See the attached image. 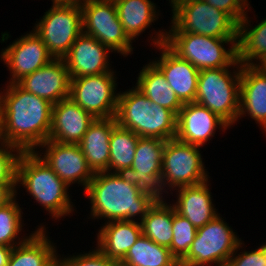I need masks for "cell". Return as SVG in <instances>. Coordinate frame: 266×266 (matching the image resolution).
I'll list each match as a JSON object with an SVG mask.
<instances>
[{"mask_svg":"<svg viewBox=\"0 0 266 266\" xmlns=\"http://www.w3.org/2000/svg\"><path fill=\"white\" fill-rule=\"evenodd\" d=\"M52 108L48 100L7 83L0 90L1 141L21 151H35L49 138Z\"/></svg>","mask_w":266,"mask_h":266,"instance_id":"6da1fadb","label":"cell"},{"mask_svg":"<svg viewBox=\"0 0 266 266\" xmlns=\"http://www.w3.org/2000/svg\"><path fill=\"white\" fill-rule=\"evenodd\" d=\"M83 192L91 207L88 219H104V222H141L157 201L138 186L106 171L95 173Z\"/></svg>","mask_w":266,"mask_h":266,"instance_id":"7a4b0ae2","label":"cell"},{"mask_svg":"<svg viewBox=\"0 0 266 266\" xmlns=\"http://www.w3.org/2000/svg\"><path fill=\"white\" fill-rule=\"evenodd\" d=\"M16 194L20 186L51 219L72 216L74 203L66 185L34 151H22L17 161ZM71 197V198H70ZM72 213V215H71Z\"/></svg>","mask_w":266,"mask_h":266,"instance_id":"3957f363","label":"cell"},{"mask_svg":"<svg viewBox=\"0 0 266 266\" xmlns=\"http://www.w3.org/2000/svg\"><path fill=\"white\" fill-rule=\"evenodd\" d=\"M115 118L119 126L132 130L139 137L165 141L176 137L177 115L152 103L135 85L119 91Z\"/></svg>","mask_w":266,"mask_h":266,"instance_id":"277c9868","label":"cell"},{"mask_svg":"<svg viewBox=\"0 0 266 266\" xmlns=\"http://www.w3.org/2000/svg\"><path fill=\"white\" fill-rule=\"evenodd\" d=\"M241 69L236 59L228 67L204 69L198 75L195 103L211 110L231 128L239 114Z\"/></svg>","mask_w":266,"mask_h":266,"instance_id":"5b68a950","label":"cell"},{"mask_svg":"<svg viewBox=\"0 0 266 266\" xmlns=\"http://www.w3.org/2000/svg\"><path fill=\"white\" fill-rule=\"evenodd\" d=\"M167 33H193L220 39H238V24L204 0H186L171 11Z\"/></svg>","mask_w":266,"mask_h":266,"instance_id":"8992f818","label":"cell"},{"mask_svg":"<svg viewBox=\"0 0 266 266\" xmlns=\"http://www.w3.org/2000/svg\"><path fill=\"white\" fill-rule=\"evenodd\" d=\"M237 42L238 39H220L193 33H167L165 44L201 71L230 66L237 59Z\"/></svg>","mask_w":266,"mask_h":266,"instance_id":"52a82bcc","label":"cell"},{"mask_svg":"<svg viewBox=\"0 0 266 266\" xmlns=\"http://www.w3.org/2000/svg\"><path fill=\"white\" fill-rule=\"evenodd\" d=\"M224 220L222 214H219L197 229L188 254L179 262V266H215L228 263L242 239Z\"/></svg>","mask_w":266,"mask_h":266,"instance_id":"ba28073f","label":"cell"},{"mask_svg":"<svg viewBox=\"0 0 266 266\" xmlns=\"http://www.w3.org/2000/svg\"><path fill=\"white\" fill-rule=\"evenodd\" d=\"M54 59H63L82 33V10L78 3H52L32 28Z\"/></svg>","mask_w":266,"mask_h":266,"instance_id":"9c48e42d","label":"cell"},{"mask_svg":"<svg viewBox=\"0 0 266 266\" xmlns=\"http://www.w3.org/2000/svg\"><path fill=\"white\" fill-rule=\"evenodd\" d=\"M200 149V146L187 144L176 138L166 141L161 178L168 195L179 188L197 185L211 178L205 169Z\"/></svg>","mask_w":266,"mask_h":266,"instance_id":"30bf717a","label":"cell"},{"mask_svg":"<svg viewBox=\"0 0 266 266\" xmlns=\"http://www.w3.org/2000/svg\"><path fill=\"white\" fill-rule=\"evenodd\" d=\"M81 5L82 32L93 36L121 57L133 54V41L119 20L113 0H85Z\"/></svg>","mask_w":266,"mask_h":266,"instance_id":"8fae6325","label":"cell"},{"mask_svg":"<svg viewBox=\"0 0 266 266\" xmlns=\"http://www.w3.org/2000/svg\"><path fill=\"white\" fill-rule=\"evenodd\" d=\"M165 145L166 141L159 138L139 137L131 167L122 168L115 174L156 200L167 199L169 195L161 178Z\"/></svg>","mask_w":266,"mask_h":266,"instance_id":"7c38bea8","label":"cell"},{"mask_svg":"<svg viewBox=\"0 0 266 266\" xmlns=\"http://www.w3.org/2000/svg\"><path fill=\"white\" fill-rule=\"evenodd\" d=\"M151 32L150 43L159 52L158 57L150 60L165 76L167 83L175 92L179 100L184 103L195 102L198 86L199 70L189 61L183 60L174 53L166 44L167 29ZM154 34V36H153ZM152 35V36H151Z\"/></svg>","mask_w":266,"mask_h":266,"instance_id":"4fadbf2b","label":"cell"},{"mask_svg":"<svg viewBox=\"0 0 266 266\" xmlns=\"http://www.w3.org/2000/svg\"><path fill=\"white\" fill-rule=\"evenodd\" d=\"M116 72L71 78L69 97L96 118L115 117L118 94Z\"/></svg>","mask_w":266,"mask_h":266,"instance_id":"5bb4252c","label":"cell"},{"mask_svg":"<svg viewBox=\"0 0 266 266\" xmlns=\"http://www.w3.org/2000/svg\"><path fill=\"white\" fill-rule=\"evenodd\" d=\"M69 187L79 184L85 191L94 177L78 144L47 140L34 151Z\"/></svg>","mask_w":266,"mask_h":266,"instance_id":"9a60e30c","label":"cell"},{"mask_svg":"<svg viewBox=\"0 0 266 266\" xmlns=\"http://www.w3.org/2000/svg\"><path fill=\"white\" fill-rule=\"evenodd\" d=\"M53 59L43 40L33 30L22 34L0 52V60L10 73L7 83H17Z\"/></svg>","mask_w":266,"mask_h":266,"instance_id":"2e32d148","label":"cell"},{"mask_svg":"<svg viewBox=\"0 0 266 266\" xmlns=\"http://www.w3.org/2000/svg\"><path fill=\"white\" fill-rule=\"evenodd\" d=\"M217 129L225 133L230 126L208 108L195 102L184 103L177 115L175 138L202 148L213 139Z\"/></svg>","mask_w":266,"mask_h":266,"instance_id":"e0dca14e","label":"cell"},{"mask_svg":"<svg viewBox=\"0 0 266 266\" xmlns=\"http://www.w3.org/2000/svg\"><path fill=\"white\" fill-rule=\"evenodd\" d=\"M112 51L96 38L82 32L75 40L63 61L70 78L117 72L110 64Z\"/></svg>","mask_w":266,"mask_h":266,"instance_id":"ac0fdd59","label":"cell"},{"mask_svg":"<svg viewBox=\"0 0 266 266\" xmlns=\"http://www.w3.org/2000/svg\"><path fill=\"white\" fill-rule=\"evenodd\" d=\"M247 116L266 137V71L260 65H242L237 123Z\"/></svg>","mask_w":266,"mask_h":266,"instance_id":"d6986e66","label":"cell"},{"mask_svg":"<svg viewBox=\"0 0 266 266\" xmlns=\"http://www.w3.org/2000/svg\"><path fill=\"white\" fill-rule=\"evenodd\" d=\"M70 75L63 59L50 63L24 76L17 84L27 92L55 104L70 95Z\"/></svg>","mask_w":266,"mask_h":266,"instance_id":"ffe728a7","label":"cell"},{"mask_svg":"<svg viewBox=\"0 0 266 266\" xmlns=\"http://www.w3.org/2000/svg\"><path fill=\"white\" fill-rule=\"evenodd\" d=\"M95 118L70 97L53 104L48 140L78 144Z\"/></svg>","mask_w":266,"mask_h":266,"instance_id":"44dd1931","label":"cell"},{"mask_svg":"<svg viewBox=\"0 0 266 266\" xmlns=\"http://www.w3.org/2000/svg\"><path fill=\"white\" fill-rule=\"evenodd\" d=\"M209 182L210 179L197 185L179 188L175 191L176 201H170L176 212L187 218L197 229L220 214L213 204Z\"/></svg>","mask_w":266,"mask_h":266,"instance_id":"7402d4cb","label":"cell"},{"mask_svg":"<svg viewBox=\"0 0 266 266\" xmlns=\"http://www.w3.org/2000/svg\"><path fill=\"white\" fill-rule=\"evenodd\" d=\"M39 225L25 242L13 247L7 266H57V245L48 236L46 224Z\"/></svg>","mask_w":266,"mask_h":266,"instance_id":"603a6c76","label":"cell"},{"mask_svg":"<svg viewBox=\"0 0 266 266\" xmlns=\"http://www.w3.org/2000/svg\"><path fill=\"white\" fill-rule=\"evenodd\" d=\"M117 125L116 118H96L78 143L88 166L94 173L108 172L110 135Z\"/></svg>","mask_w":266,"mask_h":266,"instance_id":"cb8c5ba5","label":"cell"},{"mask_svg":"<svg viewBox=\"0 0 266 266\" xmlns=\"http://www.w3.org/2000/svg\"><path fill=\"white\" fill-rule=\"evenodd\" d=\"M141 234L142 227L138 221L105 222L96 233V247L119 263Z\"/></svg>","mask_w":266,"mask_h":266,"instance_id":"d4e9b609","label":"cell"},{"mask_svg":"<svg viewBox=\"0 0 266 266\" xmlns=\"http://www.w3.org/2000/svg\"><path fill=\"white\" fill-rule=\"evenodd\" d=\"M119 20L128 37L136 42L160 16V10L152 0H114ZM158 9V10H157Z\"/></svg>","mask_w":266,"mask_h":266,"instance_id":"484cf974","label":"cell"},{"mask_svg":"<svg viewBox=\"0 0 266 266\" xmlns=\"http://www.w3.org/2000/svg\"><path fill=\"white\" fill-rule=\"evenodd\" d=\"M135 86L152 102L178 115L183 103L167 83L163 73L151 62L139 69Z\"/></svg>","mask_w":266,"mask_h":266,"instance_id":"4316f807","label":"cell"},{"mask_svg":"<svg viewBox=\"0 0 266 266\" xmlns=\"http://www.w3.org/2000/svg\"><path fill=\"white\" fill-rule=\"evenodd\" d=\"M252 18L247 13L238 24L237 60L242 65L266 61V18L255 26L251 25Z\"/></svg>","mask_w":266,"mask_h":266,"instance_id":"83f0119b","label":"cell"},{"mask_svg":"<svg viewBox=\"0 0 266 266\" xmlns=\"http://www.w3.org/2000/svg\"><path fill=\"white\" fill-rule=\"evenodd\" d=\"M168 201L157 200L140 223L144 236L169 248L173 239V205Z\"/></svg>","mask_w":266,"mask_h":266,"instance_id":"f1b7e54d","label":"cell"},{"mask_svg":"<svg viewBox=\"0 0 266 266\" xmlns=\"http://www.w3.org/2000/svg\"><path fill=\"white\" fill-rule=\"evenodd\" d=\"M119 266H179L168 247L158 245L141 234Z\"/></svg>","mask_w":266,"mask_h":266,"instance_id":"f546056e","label":"cell"},{"mask_svg":"<svg viewBox=\"0 0 266 266\" xmlns=\"http://www.w3.org/2000/svg\"><path fill=\"white\" fill-rule=\"evenodd\" d=\"M139 136L132 130L119 126L113 128L110 135L109 173H116L122 168L131 167Z\"/></svg>","mask_w":266,"mask_h":266,"instance_id":"4dcf8cb0","label":"cell"},{"mask_svg":"<svg viewBox=\"0 0 266 266\" xmlns=\"http://www.w3.org/2000/svg\"><path fill=\"white\" fill-rule=\"evenodd\" d=\"M6 205L0 207V245L15 247L25 242L36 230L29 235L23 231L25 228L23 207H20L17 195ZM23 234V235H22ZM26 234V235H25Z\"/></svg>","mask_w":266,"mask_h":266,"instance_id":"1f68e13d","label":"cell"},{"mask_svg":"<svg viewBox=\"0 0 266 266\" xmlns=\"http://www.w3.org/2000/svg\"><path fill=\"white\" fill-rule=\"evenodd\" d=\"M173 239L169 247L173 257L180 262L189 251L197 234V228L182 215L178 214L173 206Z\"/></svg>","mask_w":266,"mask_h":266,"instance_id":"d6a6232c","label":"cell"},{"mask_svg":"<svg viewBox=\"0 0 266 266\" xmlns=\"http://www.w3.org/2000/svg\"><path fill=\"white\" fill-rule=\"evenodd\" d=\"M57 255V266H119V263L106 257L97 247L89 252Z\"/></svg>","mask_w":266,"mask_h":266,"instance_id":"836d02e7","label":"cell"},{"mask_svg":"<svg viewBox=\"0 0 266 266\" xmlns=\"http://www.w3.org/2000/svg\"><path fill=\"white\" fill-rule=\"evenodd\" d=\"M21 153L13 145L0 143V184H16L17 161Z\"/></svg>","mask_w":266,"mask_h":266,"instance_id":"e575fe53","label":"cell"},{"mask_svg":"<svg viewBox=\"0 0 266 266\" xmlns=\"http://www.w3.org/2000/svg\"><path fill=\"white\" fill-rule=\"evenodd\" d=\"M244 245V241L241 240L235 252L229 258V266H266V257L260 247L256 246L257 248L248 251L243 247ZM240 248L241 251L243 250L242 252H238Z\"/></svg>","mask_w":266,"mask_h":266,"instance_id":"d590c367","label":"cell"},{"mask_svg":"<svg viewBox=\"0 0 266 266\" xmlns=\"http://www.w3.org/2000/svg\"><path fill=\"white\" fill-rule=\"evenodd\" d=\"M210 6L227 13L237 24L252 12L249 0H204Z\"/></svg>","mask_w":266,"mask_h":266,"instance_id":"8d00e7d4","label":"cell"},{"mask_svg":"<svg viewBox=\"0 0 266 266\" xmlns=\"http://www.w3.org/2000/svg\"><path fill=\"white\" fill-rule=\"evenodd\" d=\"M16 184H0V207L6 205L16 196Z\"/></svg>","mask_w":266,"mask_h":266,"instance_id":"74e56055","label":"cell"},{"mask_svg":"<svg viewBox=\"0 0 266 266\" xmlns=\"http://www.w3.org/2000/svg\"><path fill=\"white\" fill-rule=\"evenodd\" d=\"M13 247L0 245V266H7Z\"/></svg>","mask_w":266,"mask_h":266,"instance_id":"f35d334b","label":"cell"},{"mask_svg":"<svg viewBox=\"0 0 266 266\" xmlns=\"http://www.w3.org/2000/svg\"><path fill=\"white\" fill-rule=\"evenodd\" d=\"M52 3H78L81 4L85 0H51Z\"/></svg>","mask_w":266,"mask_h":266,"instance_id":"ab89813d","label":"cell"},{"mask_svg":"<svg viewBox=\"0 0 266 266\" xmlns=\"http://www.w3.org/2000/svg\"><path fill=\"white\" fill-rule=\"evenodd\" d=\"M170 3L171 11L181 2L186 0H167Z\"/></svg>","mask_w":266,"mask_h":266,"instance_id":"60d3db41","label":"cell"},{"mask_svg":"<svg viewBox=\"0 0 266 266\" xmlns=\"http://www.w3.org/2000/svg\"><path fill=\"white\" fill-rule=\"evenodd\" d=\"M260 246V249L262 250V252H263V254L265 255V257H266V242H264V244H263V242H262V245L261 244H259Z\"/></svg>","mask_w":266,"mask_h":266,"instance_id":"b9f144b4","label":"cell"},{"mask_svg":"<svg viewBox=\"0 0 266 266\" xmlns=\"http://www.w3.org/2000/svg\"><path fill=\"white\" fill-rule=\"evenodd\" d=\"M262 68H264V70L266 71V61L260 65Z\"/></svg>","mask_w":266,"mask_h":266,"instance_id":"7bdbcfd3","label":"cell"},{"mask_svg":"<svg viewBox=\"0 0 266 266\" xmlns=\"http://www.w3.org/2000/svg\"><path fill=\"white\" fill-rule=\"evenodd\" d=\"M215 266H229V265L227 263V264H221V265H215Z\"/></svg>","mask_w":266,"mask_h":266,"instance_id":"ee69618b","label":"cell"}]
</instances>
